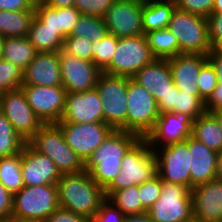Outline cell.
<instances>
[{
	"instance_id": "6da1fadb",
	"label": "cell",
	"mask_w": 222,
	"mask_h": 222,
	"mask_svg": "<svg viewBox=\"0 0 222 222\" xmlns=\"http://www.w3.org/2000/svg\"><path fill=\"white\" fill-rule=\"evenodd\" d=\"M139 139L134 133L113 129L85 162V170L103 190L119 174L122 158Z\"/></svg>"
},
{
	"instance_id": "7a4b0ae2",
	"label": "cell",
	"mask_w": 222,
	"mask_h": 222,
	"mask_svg": "<svg viewBox=\"0 0 222 222\" xmlns=\"http://www.w3.org/2000/svg\"><path fill=\"white\" fill-rule=\"evenodd\" d=\"M59 206L90 220L106 199L89 172L62 174L57 181Z\"/></svg>"
},
{
	"instance_id": "3957f363",
	"label": "cell",
	"mask_w": 222,
	"mask_h": 222,
	"mask_svg": "<svg viewBox=\"0 0 222 222\" xmlns=\"http://www.w3.org/2000/svg\"><path fill=\"white\" fill-rule=\"evenodd\" d=\"M157 176V158L145 138H140L124 155L119 174L104 190L105 198L112 192L141 185Z\"/></svg>"
},
{
	"instance_id": "277c9868",
	"label": "cell",
	"mask_w": 222,
	"mask_h": 222,
	"mask_svg": "<svg viewBox=\"0 0 222 222\" xmlns=\"http://www.w3.org/2000/svg\"><path fill=\"white\" fill-rule=\"evenodd\" d=\"M28 143L36 151L51 158L61 175L85 170V163L67 145L57 124H44Z\"/></svg>"
},
{
	"instance_id": "5b68a950",
	"label": "cell",
	"mask_w": 222,
	"mask_h": 222,
	"mask_svg": "<svg viewBox=\"0 0 222 222\" xmlns=\"http://www.w3.org/2000/svg\"><path fill=\"white\" fill-rule=\"evenodd\" d=\"M167 28L178 40L180 53L207 55L212 49L205 17L175 9Z\"/></svg>"
},
{
	"instance_id": "8992f818",
	"label": "cell",
	"mask_w": 222,
	"mask_h": 222,
	"mask_svg": "<svg viewBox=\"0 0 222 222\" xmlns=\"http://www.w3.org/2000/svg\"><path fill=\"white\" fill-rule=\"evenodd\" d=\"M59 207L57 185L24 186L13 194L12 215L45 222Z\"/></svg>"
},
{
	"instance_id": "52a82bcc",
	"label": "cell",
	"mask_w": 222,
	"mask_h": 222,
	"mask_svg": "<svg viewBox=\"0 0 222 222\" xmlns=\"http://www.w3.org/2000/svg\"><path fill=\"white\" fill-rule=\"evenodd\" d=\"M160 197L147 211L153 222H194L191 190L162 181Z\"/></svg>"
},
{
	"instance_id": "ba28073f",
	"label": "cell",
	"mask_w": 222,
	"mask_h": 222,
	"mask_svg": "<svg viewBox=\"0 0 222 222\" xmlns=\"http://www.w3.org/2000/svg\"><path fill=\"white\" fill-rule=\"evenodd\" d=\"M159 115L153 95L127 77V132L145 138L153 130Z\"/></svg>"
},
{
	"instance_id": "9c48e42d",
	"label": "cell",
	"mask_w": 222,
	"mask_h": 222,
	"mask_svg": "<svg viewBox=\"0 0 222 222\" xmlns=\"http://www.w3.org/2000/svg\"><path fill=\"white\" fill-rule=\"evenodd\" d=\"M95 89L102 101L103 121L127 132V77L102 72Z\"/></svg>"
},
{
	"instance_id": "30bf717a",
	"label": "cell",
	"mask_w": 222,
	"mask_h": 222,
	"mask_svg": "<svg viewBox=\"0 0 222 222\" xmlns=\"http://www.w3.org/2000/svg\"><path fill=\"white\" fill-rule=\"evenodd\" d=\"M153 60L155 58L150 51L145 34L118 38L111 64L103 73L131 78Z\"/></svg>"
},
{
	"instance_id": "8fae6325",
	"label": "cell",
	"mask_w": 222,
	"mask_h": 222,
	"mask_svg": "<svg viewBox=\"0 0 222 222\" xmlns=\"http://www.w3.org/2000/svg\"><path fill=\"white\" fill-rule=\"evenodd\" d=\"M157 158V175L162 181L185 185L191 190L190 151L185 141L154 149Z\"/></svg>"
},
{
	"instance_id": "7c38bea8",
	"label": "cell",
	"mask_w": 222,
	"mask_h": 222,
	"mask_svg": "<svg viewBox=\"0 0 222 222\" xmlns=\"http://www.w3.org/2000/svg\"><path fill=\"white\" fill-rule=\"evenodd\" d=\"M0 111L26 142L44 125L28 104L21 88L0 93Z\"/></svg>"
},
{
	"instance_id": "4fadbf2b",
	"label": "cell",
	"mask_w": 222,
	"mask_h": 222,
	"mask_svg": "<svg viewBox=\"0 0 222 222\" xmlns=\"http://www.w3.org/2000/svg\"><path fill=\"white\" fill-rule=\"evenodd\" d=\"M67 145L85 163L113 128L105 122L75 124L58 122Z\"/></svg>"
},
{
	"instance_id": "5bb4252c",
	"label": "cell",
	"mask_w": 222,
	"mask_h": 222,
	"mask_svg": "<svg viewBox=\"0 0 222 222\" xmlns=\"http://www.w3.org/2000/svg\"><path fill=\"white\" fill-rule=\"evenodd\" d=\"M20 88L43 124H57L61 120L67 95L63 86L22 85Z\"/></svg>"
},
{
	"instance_id": "9a60e30c",
	"label": "cell",
	"mask_w": 222,
	"mask_h": 222,
	"mask_svg": "<svg viewBox=\"0 0 222 222\" xmlns=\"http://www.w3.org/2000/svg\"><path fill=\"white\" fill-rule=\"evenodd\" d=\"M143 0H115L103 16L108 33L117 38L143 35Z\"/></svg>"
},
{
	"instance_id": "2e32d148",
	"label": "cell",
	"mask_w": 222,
	"mask_h": 222,
	"mask_svg": "<svg viewBox=\"0 0 222 222\" xmlns=\"http://www.w3.org/2000/svg\"><path fill=\"white\" fill-rule=\"evenodd\" d=\"M62 86L68 93L89 91L95 88L102 71L92 62L59 52Z\"/></svg>"
},
{
	"instance_id": "e0dca14e",
	"label": "cell",
	"mask_w": 222,
	"mask_h": 222,
	"mask_svg": "<svg viewBox=\"0 0 222 222\" xmlns=\"http://www.w3.org/2000/svg\"><path fill=\"white\" fill-rule=\"evenodd\" d=\"M193 119L187 114L160 113L153 130L145 137L150 147L169 145L185 141L192 136Z\"/></svg>"
},
{
	"instance_id": "ac0fdd59",
	"label": "cell",
	"mask_w": 222,
	"mask_h": 222,
	"mask_svg": "<svg viewBox=\"0 0 222 222\" xmlns=\"http://www.w3.org/2000/svg\"><path fill=\"white\" fill-rule=\"evenodd\" d=\"M21 174L24 186L57 184L61 177L52 159L36 151L28 142L21 152Z\"/></svg>"
},
{
	"instance_id": "d6986e66",
	"label": "cell",
	"mask_w": 222,
	"mask_h": 222,
	"mask_svg": "<svg viewBox=\"0 0 222 222\" xmlns=\"http://www.w3.org/2000/svg\"><path fill=\"white\" fill-rule=\"evenodd\" d=\"M193 221L222 222V181L212 179L191 189Z\"/></svg>"
},
{
	"instance_id": "ffe728a7",
	"label": "cell",
	"mask_w": 222,
	"mask_h": 222,
	"mask_svg": "<svg viewBox=\"0 0 222 222\" xmlns=\"http://www.w3.org/2000/svg\"><path fill=\"white\" fill-rule=\"evenodd\" d=\"M59 122L75 124L104 122L102 101L98 91L94 88L84 92L68 93Z\"/></svg>"
},
{
	"instance_id": "44dd1931",
	"label": "cell",
	"mask_w": 222,
	"mask_h": 222,
	"mask_svg": "<svg viewBox=\"0 0 222 222\" xmlns=\"http://www.w3.org/2000/svg\"><path fill=\"white\" fill-rule=\"evenodd\" d=\"M22 85L62 86L59 52H37L23 72Z\"/></svg>"
},
{
	"instance_id": "7402d4cb",
	"label": "cell",
	"mask_w": 222,
	"mask_h": 222,
	"mask_svg": "<svg viewBox=\"0 0 222 222\" xmlns=\"http://www.w3.org/2000/svg\"><path fill=\"white\" fill-rule=\"evenodd\" d=\"M207 55L180 53L168 59L174 85L178 90L199 96L198 78Z\"/></svg>"
},
{
	"instance_id": "603a6c76",
	"label": "cell",
	"mask_w": 222,
	"mask_h": 222,
	"mask_svg": "<svg viewBox=\"0 0 222 222\" xmlns=\"http://www.w3.org/2000/svg\"><path fill=\"white\" fill-rule=\"evenodd\" d=\"M190 151L191 189L216 178L217 152L209 149L192 136L188 137Z\"/></svg>"
},
{
	"instance_id": "cb8c5ba5",
	"label": "cell",
	"mask_w": 222,
	"mask_h": 222,
	"mask_svg": "<svg viewBox=\"0 0 222 222\" xmlns=\"http://www.w3.org/2000/svg\"><path fill=\"white\" fill-rule=\"evenodd\" d=\"M153 95L156 102L164 96L174 84L168 60L155 59L138 70L132 77Z\"/></svg>"
},
{
	"instance_id": "d4e9b609",
	"label": "cell",
	"mask_w": 222,
	"mask_h": 222,
	"mask_svg": "<svg viewBox=\"0 0 222 222\" xmlns=\"http://www.w3.org/2000/svg\"><path fill=\"white\" fill-rule=\"evenodd\" d=\"M175 9L174 0H143V34L167 28Z\"/></svg>"
},
{
	"instance_id": "484cf974",
	"label": "cell",
	"mask_w": 222,
	"mask_h": 222,
	"mask_svg": "<svg viewBox=\"0 0 222 222\" xmlns=\"http://www.w3.org/2000/svg\"><path fill=\"white\" fill-rule=\"evenodd\" d=\"M192 137L209 149L222 152V128L212 113L205 111L193 120Z\"/></svg>"
},
{
	"instance_id": "4316f807",
	"label": "cell",
	"mask_w": 222,
	"mask_h": 222,
	"mask_svg": "<svg viewBox=\"0 0 222 222\" xmlns=\"http://www.w3.org/2000/svg\"><path fill=\"white\" fill-rule=\"evenodd\" d=\"M37 54L27 37H6L3 41L2 59L18 66L23 71Z\"/></svg>"
},
{
	"instance_id": "83f0119b",
	"label": "cell",
	"mask_w": 222,
	"mask_h": 222,
	"mask_svg": "<svg viewBox=\"0 0 222 222\" xmlns=\"http://www.w3.org/2000/svg\"><path fill=\"white\" fill-rule=\"evenodd\" d=\"M27 38L37 52H60L64 43L55 30L45 27L36 16L31 22Z\"/></svg>"
},
{
	"instance_id": "f1b7e54d",
	"label": "cell",
	"mask_w": 222,
	"mask_h": 222,
	"mask_svg": "<svg viewBox=\"0 0 222 222\" xmlns=\"http://www.w3.org/2000/svg\"><path fill=\"white\" fill-rule=\"evenodd\" d=\"M35 10H0V35L6 37H27Z\"/></svg>"
},
{
	"instance_id": "f546056e",
	"label": "cell",
	"mask_w": 222,
	"mask_h": 222,
	"mask_svg": "<svg viewBox=\"0 0 222 222\" xmlns=\"http://www.w3.org/2000/svg\"><path fill=\"white\" fill-rule=\"evenodd\" d=\"M145 36L155 59L168 60L180 54L179 42L168 28L147 32Z\"/></svg>"
},
{
	"instance_id": "4dcf8cb0",
	"label": "cell",
	"mask_w": 222,
	"mask_h": 222,
	"mask_svg": "<svg viewBox=\"0 0 222 222\" xmlns=\"http://www.w3.org/2000/svg\"><path fill=\"white\" fill-rule=\"evenodd\" d=\"M0 183L12 194L24 187L21 174V153L0 158Z\"/></svg>"
},
{
	"instance_id": "1f68e13d",
	"label": "cell",
	"mask_w": 222,
	"mask_h": 222,
	"mask_svg": "<svg viewBox=\"0 0 222 222\" xmlns=\"http://www.w3.org/2000/svg\"><path fill=\"white\" fill-rule=\"evenodd\" d=\"M139 185L112 192L106 199L116 206L125 216L147 212L138 193Z\"/></svg>"
},
{
	"instance_id": "d6a6232c",
	"label": "cell",
	"mask_w": 222,
	"mask_h": 222,
	"mask_svg": "<svg viewBox=\"0 0 222 222\" xmlns=\"http://www.w3.org/2000/svg\"><path fill=\"white\" fill-rule=\"evenodd\" d=\"M107 34L108 30L103 17L81 15L68 36L83 37L93 43L100 41Z\"/></svg>"
},
{
	"instance_id": "836d02e7",
	"label": "cell",
	"mask_w": 222,
	"mask_h": 222,
	"mask_svg": "<svg viewBox=\"0 0 222 222\" xmlns=\"http://www.w3.org/2000/svg\"><path fill=\"white\" fill-rule=\"evenodd\" d=\"M26 141L13 129L9 120L0 111V158L22 152Z\"/></svg>"
},
{
	"instance_id": "e575fe53",
	"label": "cell",
	"mask_w": 222,
	"mask_h": 222,
	"mask_svg": "<svg viewBox=\"0 0 222 222\" xmlns=\"http://www.w3.org/2000/svg\"><path fill=\"white\" fill-rule=\"evenodd\" d=\"M118 38L108 33L100 41L92 43L93 63L103 72L112 61L117 47Z\"/></svg>"
},
{
	"instance_id": "d590c367",
	"label": "cell",
	"mask_w": 222,
	"mask_h": 222,
	"mask_svg": "<svg viewBox=\"0 0 222 222\" xmlns=\"http://www.w3.org/2000/svg\"><path fill=\"white\" fill-rule=\"evenodd\" d=\"M171 112L187 114L195 120L205 112V102L200 96L176 88L175 108Z\"/></svg>"
},
{
	"instance_id": "8d00e7d4",
	"label": "cell",
	"mask_w": 222,
	"mask_h": 222,
	"mask_svg": "<svg viewBox=\"0 0 222 222\" xmlns=\"http://www.w3.org/2000/svg\"><path fill=\"white\" fill-rule=\"evenodd\" d=\"M23 70L18 66L0 59V93L12 91L22 86Z\"/></svg>"
},
{
	"instance_id": "74e56055",
	"label": "cell",
	"mask_w": 222,
	"mask_h": 222,
	"mask_svg": "<svg viewBox=\"0 0 222 222\" xmlns=\"http://www.w3.org/2000/svg\"><path fill=\"white\" fill-rule=\"evenodd\" d=\"M62 50L74 57L83 60L93 61L92 42L79 36H67L64 39Z\"/></svg>"
},
{
	"instance_id": "f35d334b",
	"label": "cell",
	"mask_w": 222,
	"mask_h": 222,
	"mask_svg": "<svg viewBox=\"0 0 222 222\" xmlns=\"http://www.w3.org/2000/svg\"><path fill=\"white\" fill-rule=\"evenodd\" d=\"M218 79L214 68L207 61L199 72L198 78V90L200 98L206 102L208 98L212 95L213 90L217 86Z\"/></svg>"
},
{
	"instance_id": "ab89813d",
	"label": "cell",
	"mask_w": 222,
	"mask_h": 222,
	"mask_svg": "<svg viewBox=\"0 0 222 222\" xmlns=\"http://www.w3.org/2000/svg\"><path fill=\"white\" fill-rule=\"evenodd\" d=\"M161 189L162 180L158 175L139 185V199L141 200L142 207L146 211H148L153 203L160 197Z\"/></svg>"
},
{
	"instance_id": "60d3db41",
	"label": "cell",
	"mask_w": 222,
	"mask_h": 222,
	"mask_svg": "<svg viewBox=\"0 0 222 222\" xmlns=\"http://www.w3.org/2000/svg\"><path fill=\"white\" fill-rule=\"evenodd\" d=\"M115 0H76L74 7L82 14L103 17Z\"/></svg>"
},
{
	"instance_id": "b9f144b4",
	"label": "cell",
	"mask_w": 222,
	"mask_h": 222,
	"mask_svg": "<svg viewBox=\"0 0 222 222\" xmlns=\"http://www.w3.org/2000/svg\"><path fill=\"white\" fill-rule=\"evenodd\" d=\"M176 9L207 18L212 14L214 0H174Z\"/></svg>"
},
{
	"instance_id": "7bdbcfd3",
	"label": "cell",
	"mask_w": 222,
	"mask_h": 222,
	"mask_svg": "<svg viewBox=\"0 0 222 222\" xmlns=\"http://www.w3.org/2000/svg\"><path fill=\"white\" fill-rule=\"evenodd\" d=\"M57 15H59L60 22V36L65 39L71 34L82 14L72 6L57 8Z\"/></svg>"
},
{
	"instance_id": "ee69618b",
	"label": "cell",
	"mask_w": 222,
	"mask_h": 222,
	"mask_svg": "<svg viewBox=\"0 0 222 222\" xmlns=\"http://www.w3.org/2000/svg\"><path fill=\"white\" fill-rule=\"evenodd\" d=\"M125 217L116 206L105 199L89 222H124Z\"/></svg>"
},
{
	"instance_id": "f6af8a7d",
	"label": "cell",
	"mask_w": 222,
	"mask_h": 222,
	"mask_svg": "<svg viewBox=\"0 0 222 222\" xmlns=\"http://www.w3.org/2000/svg\"><path fill=\"white\" fill-rule=\"evenodd\" d=\"M35 16L45 25V27L55 30L56 33L60 35V22L59 15H57V8L47 7L36 0Z\"/></svg>"
},
{
	"instance_id": "bcb514c9",
	"label": "cell",
	"mask_w": 222,
	"mask_h": 222,
	"mask_svg": "<svg viewBox=\"0 0 222 222\" xmlns=\"http://www.w3.org/2000/svg\"><path fill=\"white\" fill-rule=\"evenodd\" d=\"M45 222H89V220L82 215H78L59 206L50 214Z\"/></svg>"
},
{
	"instance_id": "7dc6e473",
	"label": "cell",
	"mask_w": 222,
	"mask_h": 222,
	"mask_svg": "<svg viewBox=\"0 0 222 222\" xmlns=\"http://www.w3.org/2000/svg\"><path fill=\"white\" fill-rule=\"evenodd\" d=\"M209 40L213 45L219 38L222 37V14L212 13L207 17Z\"/></svg>"
},
{
	"instance_id": "c3c4849f",
	"label": "cell",
	"mask_w": 222,
	"mask_h": 222,
	"mask_svg": "<svg viewBox=\"0 0 222 222\" xmlns=\"http://www.w3.org/2000/svg\"><path fill=\"white\" fill-rule=\"evenodd\" d=\"M36 0H0V10L23 11L35 10Z\"/></svg>"
},
{
	"instance_id": "681fc988",
	"label": "cell",
	"mask_w": 222,
	"mask_h": 222,
	"mask_svg": "<svg viewBox=\"0 0 222 222\" xmlns=\"http://www.w3.org/2000/svg\"><path fill=\"white\" fill-rule=\"evenodd\" d=\"M13 194L0 183V220L12 215Z\"/></svg>"
},
{
	"instance_id": "f907efd6",
	"label": "cell",
	"mask_w": 222,
	"mask_h": 222,
	"mask_svg": "<svg viewBox=\"0 0 222 222\" xmlns=\"http://www.w3.org/2000/svg\"><path fill=\"white\" fill-rule=\"evenodd\" d=\"M175 99L176 86L173 84L171 89L157 102L159 113L171 112L175 108Z\"/></svg>"
},
{
	"instance_id": "816d5d0a",
	"label": "cell",
	"mask_w": 222,
	"mask_h": 222,
	"mask_svg": "<svg viewBox=\"0 0 222 222\" xmlns=\"http://www.w3.org/2000/svg\"><path fill=\"white\" fill-rule=\"evenodd\" d=\"M222 109V84L217 83L212 95L205 102V111L214 112Z\"/></svg>"
},
{
	"instance_id": "f5cc1de1",
	"label": "cell",
	"mask_w": 222,
	"mask_h": 222,
	"mask_svg": "<svg viewBox=\"0 0 222 222\" xmlns=\"http://www.w3.org/2000/svg\"><path fill=\"white\" fill-rule=\"evenodd\" d=\"M207 60L217 74L218 83L222 84V55L215 54L212 50L207 54Z\"/></svg>"
},
{
	"instance_id": "db71d44e",
	"label": "cell",
	"mask_w": 222,
	"mask_h": 222,
	"mask_svg": "<svg viewBox=\"0 0 222 222\" xmlns=\"http://www.w3.org/2000/svg\"><path fill=\"white\" fill-rule=\"evenodd\" d=\"M41 4L50 8L72 7L76 0H38Z\"/></svg>"
},
{
	"instance_id": "11a10c76",
	"label": "cell",
	"mask_w": 222,
	"mask_h": 222,
	"mask_svg": "<svg viewBox=\"0 0 222 222\" xmlns=\"http://www.w3.org/2000/svg\"><path fill=\"white\" fill-rule=\"evenodd\" d=\"M124 222H153L148 212L127 215Z\"/></svg>"
},
{
	"instance_id": "9f6ffc18",
	"label": "cell",
	"mask_w": 222,
	"mask_h": 222,
	"mask_svg": "<svg viewBox=\"0 0 222 222\" xmlns=\"http://www.w3.org/2000/svg\"><path fill=\"white\" fill-rule=\"evenodd\" d=\"M0 222H39V221L18 218L11 215V216L4 217L3 219L0 220Z\"/></svg>"
},
{
	"instance_id": "6f0895ef",
	"label": "cell",
	"mask_w": 222,
	"mask_h": 222,
	"mask_svg": "<svg viewBox=\"0 0 222 222\" xmlns=\"http://www.w3.org/2000/svg\"><path fill=\"white\" fill-rule=\"evenodd\" d=\"M216 179L222 181V152L217 157Z\"/></svg>"
},
{
	"instance_id": "680465c9",
	"label": "cell",
	"mask_w": 222,
	"mask_h": 222,
	"mask_svg": "<svg viewBox=\"0 0 222 222\" xmlns=\"http://www.w3.org/2000/svg\"><path fill=\"white\" fill-rule=\"evenodd\" d=\"M215 54L222 55V37L219 38L213 45L211 49Z\"/></svg>"
},
{
	"instance_id": "91938a15",
	"label": "cell",
	"mask_w": 222,
	"mask_h": 222,
	"mask_svg": "<svg viewBox=\"0 0 222 222\" xmlns=\"http://www.w3.org/2000/svg\"><path fill=\"white\" fill-rule=\"evenodd\" d=\"M212 13L222 14V0H214Z\"/></svg>"
},
{
	"instance_id": "94428289",
	"label": "cell",
	"mask_w": 222,
	"mask_h": 222,
	"mask_svg": "<svg viewBox=\"0 0 222 222\" xmlns=\"http://www.w3.org/2000/svg\"><path fill=\"white\" fill-rule=\"evenodd\" d=\"M211 113L215 116L216 120L219 123V126L222 128V109L211 112Z\"/></svg>"
},
{
	"instance_id": "6125c7cd",
	"label": "cell",
	"mask_w": 222,
	"mask_h": 222,
	"mask_svg": "<svg viewBox=\"0 0 222 222\" xmlns=\"http://www.w3.org/2000/svg\"><path fill=\"white\" fill-rule=\"evenodd\" d=\"M3 41L4 37L0 35V59L2 58Z\"/></svg>"
}]
</instances>
